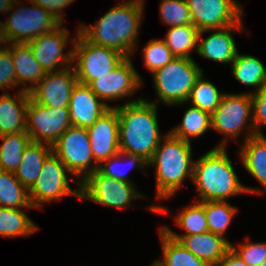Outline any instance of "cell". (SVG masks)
Returning <instances> with one entry per match:
<instances>
[{"instance_id":"1","label":"cell","mask_w":266,"mask_h":266,"mask_svg":"<svg viewBox=\"0 0 266 266\" xmlns=\"http://www.w3.org/2000/svg\"><path fill=\"white\" fill-rule=\"evenodd\" d=\"M145 0H129L115 5L94 25H78V33L91 43L112 48L125 57L136 53L137 38L141 27Z\"/></svg>"},{"instance_id":"2","label":"cell","mask_w":266,"mask_h":266,"mask_svg":"<svg viewBox=\"0 0 266 266\" xmlns=\"http://www.w3.org/2000/svg\"><path fill=\"white\" fill-rule=\"evenodd\" d=\"M158 101L145 97L127 100L114 107L119 118L120 151L141 156L149 162L158 147L161 132L158 124Z\"/></svg>"},{"instance_id":"3","label":"cell","mask_w":266,"mask_h":266,"mask_svg":"<svg viewBox=\"0 0 266 266\" xmlns=\"http://www.w3.org/2000/svg\"><path fill=\"white\" fill-rule=\"evenodd\" d=\"M227 148L214 147L195 159L192 182L198 190L196 201H228L243 194H263L261 188L247 187L240 182Z\"/></svg>"},{"instance_id":"4","label":"cell","mask_w":266,"mask_h":266,"mask_svg":"<svg viewBox=\"0 0 266 266\" xmlns=\"http://www.w3.org/2000/svg\"><path fill=\"white\" fill-rule=\"evenodd\" d=\"M162 137L148 162V166L156 169V198L160 201L175 196L187 177L192 181L194 168L190 142L173 136L169 131Z\"/></svg>"},{"instance_id":"5","label":"cell","mask_w":266,"mask_h":266,"mask_svg":"<svg viewBox=\"0 0 266 266\" xmlns=\"http://www.w3.org/2000/svg\"><path fill=\"white\" fill-rule=\"evenodd\" d=\"M203 70L194 59L175 57L152 73L154 91L167 106L187 104L192 87Z\"/></svg>"},{"instance_id":"6","label":"cell","mask_w":266,"mask_h":266,"mask_svg":"<svg viewBox=\"0 0 266 266\" xmlns=\"http://www.w3.org/2000/svg\"><path fill=\"white\" fill-rule=\"evenodd\" d=\"M246 128L248 131L244 134V141L256 135L251 93H225L219 106L211 114V130L225 136L224 141H220L216 147L226 148L227 139L236 140Z\"/></svg>"},{"instance_id":"7","label":"cell","mask_w":266,"mask_h":266,"mask_svg":"<svg viewBox=\"0 0 266 266\" xmlns=\"http://www.w3.org/2000/svg\"><path fill=\"white\" fill-rule=\"evenodd\" d=\"M28 1L32 7L23 6L21 0H16L10 10L11 14L5 22H1L4 44L28 43L61 24L50 12Z\"/></svg>"},{"instance_id":"8","label":"cell","mask_w":266,"mask_h":266,"mask_svg":"<svg viewBox=\"0 0 266 266\" xmlns=\"http://www.w3.org/2000/svg\"><path fill=\"white\" fill-rule=\"evenodd\" d=\"M72 45V67L75 70L78 82L88 85L112 71L125 56L115 49L100 46L86 41L79 33Z\"/></svg>"},{"instance_id":"9","label":"cell","mask_w":266,"mask_h":266,"mask_svg":"<svg viewBox=\"0 0 266 266\" xmlns=\"http://www.w3.org/2000/svg\"><path fill=\"white\" fill-rule=\"evenodd\" d=\"M52 152L80 184L97 170L87 128L71 125L52 145Z\"/></svg>"},{"instance_id":"10","label":"cell","mask_w":266,"mask_h":266,"mask_svg":"<svg viewBox=\"0 0 266 266\" xmlns=\"http://www.w3.org/2000/svg\"><path fill=\"white\" fill-rule=\"evenodd\" d=\"M134 186L133 183L104 176L95 170L80 183V199L123 210L134 205L131 204L133 200L147 198Z\"/></svg>"},{"instance_id":"11","label":"cell","mask_w":266,"mask_h":266,"mask_svg":"<svg viewBox=\"0 0 266 266\" xmlns=\"http://www.w3.org/2000/svg\"><path fill=\"white\" fill-rule=\"evenodd\" d=\"M70 173L60 159L52 152L44 161L37 181L29 190V199L35 209L42 210V204L55 202L65 196H74L80 199V184L73 190L69 185Z\"/></svg>"},{"instance_id":"12","label":"cell","mask_w":266,"mask_h":266,"mask_svg":"<svg viewBox=\"0 0 266 266\" xmlns=\"http://www.w3.org/2000/svg\"><path fill=\"white\" fill-rule=\"evenodd\" d=\"M70 126L69 108L46 107L29 98L26 133L32 142L52 146Z\"/></svg>"},{"instance_id":"13","label":"cell","mask_w":266,"mask_h":266,"mask_svg":"<svg viewBox=\"0 0 266 266\" xmlns=\"http://www.w3.org/2000/svg\"><path fill=\"white\" fill-rule=\"evenodd\" d=\"M141 78L131 57H125L112 71L92 80L88 86L106 106L114 108L107 101L115 102L134 95L143 85Z\"/></svg>"},{"instance_id":"14","label":"cell","mask_w":266,"mask_h":266,"mask_svg":"<svg viewBox=\"0 0 266 266\" xmlns=\"http://www.w3.org/2000/svg\"><path fill=\"white\" fill-rule=\"evenodd\" d=\"M63 24L27 43L46 73L72 67L73 46H70L71 49L65 53L63 50L68 42L73 45L76 37H73V41H69L70 31L63 28Z\"/></svg>"},{"instance_id":"15","label":"cell","mask_w":266,"mask_h":266,"mask_svg":"<svg viewBox=\"0 0 266 266\" xmlns=\"http://www.w3.org/2000/svg\"><path fill=\"white\" fill-rule=\"evenodd\" d=\"M192 24L199 30L226 28L244 16L237 0H186Z\"/></svg>"},{"instance_id":"16","label":"cell","mask_w":266,"mask_h":266,"mask_svg":"<svg viewBox=\"0 0 266 266\" xmlns=\"http://www.w3.org/2000/svg\"><path fill=\"white\" fill-rule=\"evenodd\" d=\"M78 79L73 67L48 72L29 92L30 97L46 107L68 108L72 90Z\"/></svg>"},{"instance_id":"17","label":"cell","mask_w":266,"mask_h":266,"mask_svg":"<svg viewBox=\"0 0 266 266\" xmlns=\"http://www.w3.org/2000/svg\"><path fill=\"white\" fill-rule=\"evenodd\" d=\"M87 130L92 155L97 165L120 152L119 118L115 108H109Z\"/></svg>"},{"instance_id":"18","label":"cell","mask_w":266,"mask_h":266,"mask_svg":"<svg viewBox=\"0 0 266 266\" xmlns=\"http://www.w3.org/2000/svg\"><path fill=\"white\" fill-rule=\"evenodd\" d=\"M242 20L226 28L200 31L197 54L213 62L231 64L238 53L233 33L245 30ZM206 32L212 34L202 38Z\"/></svg>"},{"instance_id":"19","label":"cell","mask_w":266,"mask_h":266,"mask_svg":"<svg viewBox=\"0 0 266 266\" xmlns=\"http://www.w3.org/2000/svg\"><path fill=\"white\" fill-rule=\"evenodd\" d=\"M68 108L71 125L82 128L92 126L109 109L88 85L80 82L72 90Z\"/></svg>"},{"instance_id":"20","label":"cell","mask_w":266,"mask_h":266,"mask_svg":"<svg viewBox=\"0 0 266 266\" xmlns=\"http://www.w3.org/2000/svg\"><path fill=\"white\" fill-rule=\"evenodd\" d=\"M209 266H214L230 249L226 237L210 231L190 236H170Z\"/></svg>"},{"instance_id":"21","label":"cell","mask_w":266,"mask_h":266,"mask_svg":"<svg viewBox=\"0 0 266 266\" xmlns=\"http://www.w3.org/2000/svg\"><path fill=\"white\" fill-rule=\"evenodd\" d=\"M30 94L19 90L15 98L9 92L0 95V135L26 132V111Z\"/></svg>"},{"instance_id":"22","label":"cell","mask_w":266,"mask_h":266,"mask_svg":"<svg viewBox=\"0 0 266 266\" xmlns=\"http://www.w3.org/2000/svg\"><path fill=\"white\" fill-rule=\"evenodd\" d=\"M10 51L15 66L16 83L20 87L19 90L29 93L42 80L46 72L36 60L27 43H10ZM26 84L30 85L25 87Z\"/></svg>"},{"instance_id":"23","label":"cell","mask_w":266,"mask_h":266,"mask_svg":"<svg viewBox=\"0 0 266 266\" xmlns=\"http://www.w3.org/2000/svg\"><path fill=\"white\" fill-rule=\"evenodd\" d=\"M51 153V145L32 141L23 151L21 162L14 175L28 191L37 181L42 165Z\"/></svg>"},{"instance_id":"24","label":"cell","mask_w":266,"mask_h":266,"mask_svg":"<svg viewBox=\"0 0 266 266\" xmlns=\"http://www.w3.org/2000/svg\"><path fill=\"white\" fill-rule=\"evenodd\" d=\"M239 148L243 167L266 190V136L255 135L248 138Z\"/></svg>"},{"instance_id":"25","label":"cell","mask_w":266,"mask_h":266,"mask_svg":"<svg viewBox=\"0 0 266 266\" xmlns=\"http://www.w3.org/2000/svg\"><path fill=\"white\" fill-rule=\"evenodd\" d=\"M234 78L245 86H251L258 92L266 86V67L256 56L237 53L231 63Z\"/></svg>"},{"instance_id":"26","label":"cell","mask_w":266,"mask_h":266,"mask_svg":"<svg viewBox=\"0 0 266 266\" xmlns=\"http://www.w3.org/2000/svg\"><path fill=\"white\" fill-rule=\"evenodd\" d=\"M200 31L194 25L169 27L163 40L177 58L193 59L191 51L198 52Z\"/></svg>"},{"instance_id":"27","label":"cell","mask_w":266,"mask_h":266,"mask_svg":"<svg viewBox=\"0 0 266 266\" xmlns=\"http://www.w3.org/2000/svg\"><path fill=\"white\" fill-rule=\"evenodd\" d=\"M178 227L184 229V233H176L167 226L160 227L169 236H190L208 232V224L205 216L204 202L195 201L179 211L174 218Z\"/></svg>"},{"instance_id":"28","label":"cell","mask_w":266,"mask_h":266,"mask_svg":"<svg viewBox=\"0 0 266 266\" xmlns=\"http://www.w3.org/2000/svg\"><path fill=\"white\" fill-rule=\"evenodd\" d=\"M158 231L163 253V259H155L159 266H209L161 228Z\"/></svg>"},{"instance_id":"29","label":"cell","mask_w":266,"mask_h":266,"mask_svg":"<svg viewBox=\"0 0 266 266\" xmlns=\"http://www.w3.org/2000/svg\"><path fill=\"white\" fill-rule=\"evenodd\" d=\"M0 207L34 209L29 199V191L13 172L0 170Z\"/></svg>"},{"instance_id":"30","label":"cell","mask_w":266,"mask_h":266,"mask_svg":"<svg viewBox=\"0 0 266 266\" xmlns=\"http://www.w3.org/2000/svg\"><path fill=\"white\" fill-rule=\"evenodd\" d=\"M209 129H211V115L192 105L184 112L182 123L169 132L191 143V138H199Z\"/></svg>"},{"instance_id":"31","label":"cell","mask_w":266,"mask_h":266,"mask_svg":"<svg viewBox=\"0 0 266 266\" xmlns=\"http://www.w3.org/2000/svg\"><path fill=\"white\" fill-rule=\"evenodd\" d=\"M0 141V170L14 173L31 138L26 132H20L0 135Z\"/></svg>"},{"instance_id":"32","label":"cell","mask_w":266,"mask_h":266,"mask_svg":"<svg viewBox=\"0 0 266 266\" xmlns=\"http://www.w3.org/2000/svg\"><path fill=\"white\" fill-rule=\"evenodd\" d=\"M38 229L23 209L0 207V236L26 237Z\"/></svg>"},{"instance_id":"33","label":"cell","mask_w":266,"mask_h":266,"mask_svg":"<svg viewBox=\"0 0 266 266\" xmlns=\"http://www.w3.org/2000/svg\"><path fill=\"white\" fill-rule=\"evenodd\" d=\"M122 163H124V165L126 163L128 166H130V170L136 168L144 171L148 166V162L141 156L127 154L120 151L115 156H112L107 160L101 162L97 167V171L104 176L128 183H133V181L128 177L127 174L130 170L128 169L129 171H125V169L122 168V166H124Z\"/></svg>"},{"instance_id":"34","label":"cell","mask_w":266,"mask_h":266,"mask_svg":"<svg viewBox=\"0 0 266 266\" xmlns=\"http://www.w3.org/2000/svg\"><path fill=\"white\" fill-rule=\"evenodd\" d=\"M224 94L213 83L205 79L204 72H202L196 79L186 103L190 102L191 105L193 104L211 115L219 106Z\"/></svg>"},{"instance_id":"35","label":"cell","mask_w":266,"mask_h":266,"mask_svg":"<svg viewBox=\"0 0 266 266\" xmlns=\"http://www.w3.org/2000/svg\"><path fill=\"white\" fill-rule=\"evenodd\" d=\"M204 210L208 230L223 237L238 212L237 208L227 201H204Z\"/></svg>"},{"instance_id":"36","label":"cell","mask_w":266,"mask_h":266,"mask_svg":"<svg viewBox=\"0 0 266 266\" xmlns=\"http://www.w3.org/2000/svg\"><path fill=\"white\" fill-rule=\"evenodd\" d=\"M160 17L167 27L193 25L186 0H161Z\"/></svg>"},{"instance_id":"37","label":"cell","mask_w":266,"mask_h":266,"mask_svg":"<svg viewBox=\"0 0 266 266\" xmlns=\"http://www.w3.org/2000/svg\"><path fill=\"white\" fill-rule=\"evenodd\" d=\"M141 51L144 65L151 73L164 67L175 58L163 39H151Z\"/></svg>"},{"instance_id":"38","label":"cell","mask_w":266,"mask_h":266,"mask_svg":"<svg viewBox=\"0 0 266 266\" xmlns=\"http://www.w3.org/2000/svg\"><path fill=\"white\" fill-rule=\"evenodd\" d=\"M230 248L240 257L248 266H259L266 260V241L250 242L247 236L244 243L235 246L230 243Z\"/></svg>"},{"instance_id":"39","label":"cell","mask_w":266,"mask_h":266,"mask_svg":"<svg viewBox=\"0 0 266 266\" xmlns=\"http://www.w3.org/2000/svg\"><path fill=\"white\" fill-rule=\"evenodd\" d=\"M9 88H18L10 43L2 44L0 47V89L7 93L6 90Z\"/></svg>"},{"instance_id":"40","label":"cell","mask_w":266,"mask_h":266,"mask_svg":"<svg viewBox=\"0 0 266 266\" xmlns=\"http://www.w3.org/2000/svg\"><path fill=\"white\" fill-rule=\"evenodd\" d=\"M253 103V123L256 135H263L262 127L266 126V86L251 93ZM262 126V127H261Z\"/></svg>"},{"instance_id":"41","label":"cell","mask_w":266,"mask_h":266,"mask_svg":"<svg viewBox=\"0 0 266 266\" xmlns=\"http://www.w3.org/2000/svg\"><path fill=\"white\" fill-rule=\"evenodd\" d=\"M33 4H36L46 11L50 12L61 23L64 22V8H68L72 2L76 0H30Z\"/></svg>"},{"instance_id":"42","label":"cell","mask_w":266,"mask_h":266,"mask_svg":"<svg viewBox=\"0 0 266 266\" xmlns=\"http://www.w3.org/2000/svg\"><path fill=\"white\" fill-rule=\"evenodd\" d=\"M214 266H248L237 254L230 248L226 254Z\"/></svg>"},{"instance_id":"43","label":"cell","mask_w":266,"mask_h":266,"mask_svg":"<svg viewBox=\"0 0 266 266\" xmlns=\"http://www.w3.org/2000/svg\"><path fill=\"white\" fill-rule=\"evenodd\" d=\"M16 0H0V13H7L13 7Z\"/></svg>"},{"instance_id":"44","label":"cell","mask_w":266,"mask_h":266,"mask_svg":"<svg viewBox=\"0 0 266 266\" xmlns=\"http://www.w3.org/2000/svg\"><path fill=\"white\" fill-rule=\"evenodd\" d=\"M1 20H0V46L1 44H4L3 36H2V25H1Z\"/></svg>"},{"instance_id":"45","label":"cell","mask_w":266,"mask_h":266,"mask_svg":"<svg viewBox=\"0 0 266 266\" xmlns=\"http://www.w3.org/2000/svg\"><path fill=\"white\" fill-rule=\"evenodd\" d=\"M151 266H159L156 262H155V260H154V262L152 263V265Z\"/></svg>"},{"instance_id":"46","label":"cell","mask_w":266,"mask_h":266,"mask_svg":"<svg viewBox=\"0 0 266 266\" xmlns=\"http://www.w3.org/2000/svg\"><path fill=\"white\" fill-rule=\"evenodd\" d=\"M259 266H266V260L263 263H261V265Z\"/></svg>"}]
</instances>
